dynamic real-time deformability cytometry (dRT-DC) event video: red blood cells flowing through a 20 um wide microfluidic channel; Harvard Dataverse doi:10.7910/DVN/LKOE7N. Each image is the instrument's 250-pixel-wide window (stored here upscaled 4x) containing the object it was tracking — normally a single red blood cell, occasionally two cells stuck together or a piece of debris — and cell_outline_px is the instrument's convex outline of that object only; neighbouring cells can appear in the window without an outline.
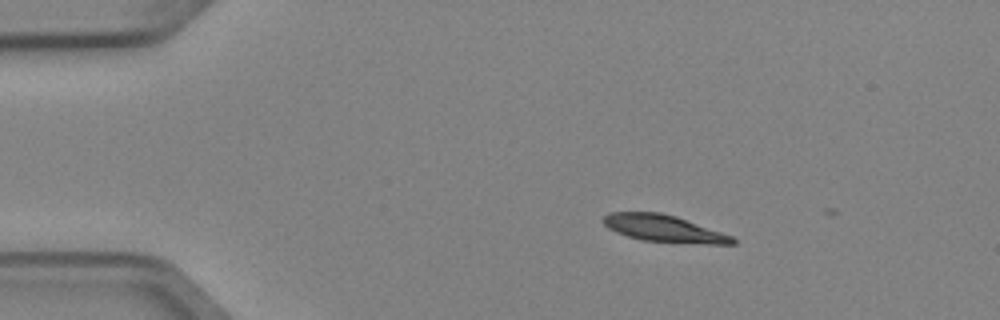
{"species": "Egyptian fruit bat (a non-hibernating species)", "species_latin": "Rousettus aegyptiacus", "temperature_condition": "cold", "stored_images_in_passage": 3, "camera_frame_rate_fps": 3000, "um_per_image_px": 0.085, "animal": {"sex": "female"}, "frame": {"image": 1, "passage_image": 2, "time_ms": 0.333, "image_size_px": [1000, 320], "cell_outline_px": [[736, 244], [704, 244], [644, 240], [628, 236], [616, 232], [608, 228], [600, 220], [608, 212], [660, 212], [676, 216], [732, 236], [736, 240]], "centroid_in_image_um": [56.4, 19.41], "position_along_channel_um": 28.6, "area_um2": 20.17}}